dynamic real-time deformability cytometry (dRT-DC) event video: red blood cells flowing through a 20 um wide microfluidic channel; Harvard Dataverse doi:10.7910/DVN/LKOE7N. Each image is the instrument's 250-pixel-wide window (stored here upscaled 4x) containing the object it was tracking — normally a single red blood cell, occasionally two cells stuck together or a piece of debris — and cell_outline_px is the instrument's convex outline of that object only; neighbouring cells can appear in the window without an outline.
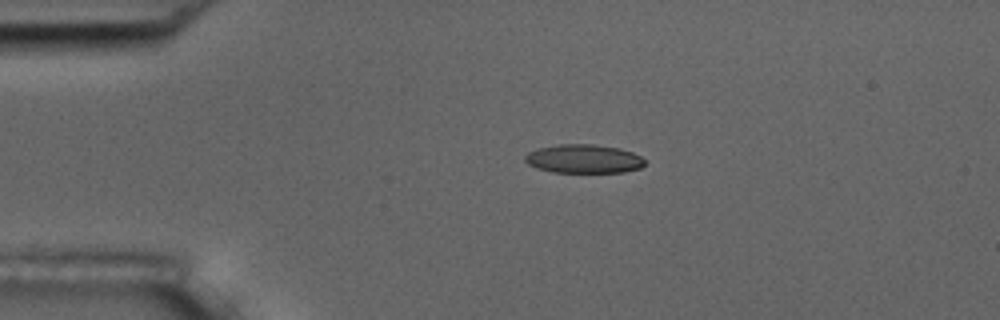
{"species": "common noctule bat (a hibernating species)", "species_latin": "Nyctalus noctula", "temperature_condition": "room temperature", "stored_images_in_passage": 5, "camera_frame_rate_fps": 3000, "um_per_image_px": 0.085, "animal": {"sex": "male", "body_mass_g": 17.5, "forearm_length_mm": 52.3}, "frame": {"image": 1, "passage_image": 4, "time_ms": 1.0, "image_size_px": [1000, 320], "cell_outline_px": [[644, 164], [640, 168], [624, 172], [552, 172], [536, 168], [528, 164], [524, 160], [524, 156], [528, 152], [540, 148], [560, 144], [592, 144], [620, 148], [632, 152], [640, 156], [644, 160]], "centroid_in_image_um": [49.6, 13.5], "position_along_channel_um": 35.4, "area_um2": 20.0}}